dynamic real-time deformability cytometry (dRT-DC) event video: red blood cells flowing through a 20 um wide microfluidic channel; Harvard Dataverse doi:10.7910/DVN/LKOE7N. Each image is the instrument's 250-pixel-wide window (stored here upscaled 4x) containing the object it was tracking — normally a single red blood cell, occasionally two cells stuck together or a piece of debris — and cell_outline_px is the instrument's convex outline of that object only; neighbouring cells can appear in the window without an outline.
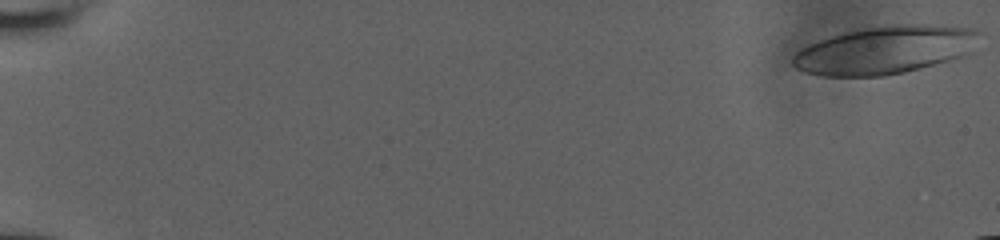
{"species": "human", "species_latin": "Homo sapiens", "temperature_condition": "room temperature", "stored_images_in_passage": 18, "camera_frame_rate_fps": 3000, "um_per_image_px": 0.085, "donor": {"sex": "male"}, "frame": {"image": 1, "passage_image": 1, "time_ms": 0.0, "image_size_px": [1000, 240], "cell_outline_px": [[980, 32], [960, 56], [948, 60], [920, 68], [904, 72], [884, 76], [824, 76], [804, 72], [796, 68], [792, 64], [792, 56], [800, 48], [808, 44], [844, 32], [892, 24], [932, 24], [980, 28]], "centroid_in_image_um": [75.14, 4.24], "position_along_channel_um": 9.9, "area_um2": 51.5}}
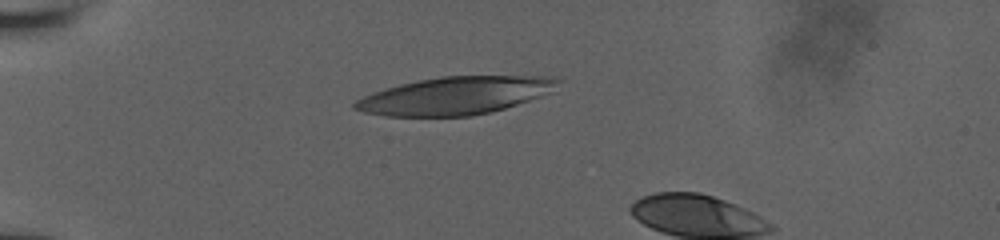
{"frame": {"image": 2, "passage_image": 15, "time_ms": 5.333, "image_size_px": [1000, 240], "cell_outline_px": [[564, 80], [548, 92], [540, 96], [492, 112], [472, 116], [384, 116], [364, 112], [352, 108], [352, 104], [356, 100], [372, 92], [400, 84], [440, 76], [560, 76]], "centroid_in_image_um": [38.69, 8.12], "position_along_channel_um": 46.3, "area_um2": 44.56}}